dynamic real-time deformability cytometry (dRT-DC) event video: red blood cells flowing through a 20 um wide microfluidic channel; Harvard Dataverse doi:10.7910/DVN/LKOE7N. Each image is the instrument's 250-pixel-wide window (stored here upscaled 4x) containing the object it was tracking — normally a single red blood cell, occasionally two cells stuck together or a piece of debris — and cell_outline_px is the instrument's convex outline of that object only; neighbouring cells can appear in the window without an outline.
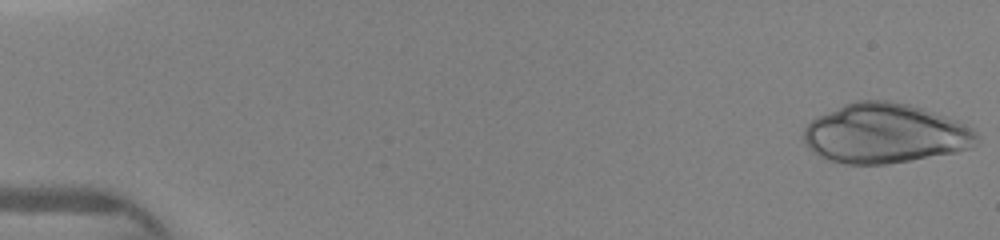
{"species": "human", "species_latin": "Homo sapiens", "temperature_condition": "warm", "stored_images_in_passage": 17, "camera_frame_rate_fps": 3000, "um_per_image_px": 0.085, "donor": {"sex": "female"}, "frame": {"image": 1, "passage_image": 1, "time_ms": 0.0, "image_size_px": [1000, 240], "cell_outline_px": [[980, 144], [972, 148], [956, 152], [884, 164], [844, 164], [828, 160], [812, 152], [804, 144], [804, 128], [812, 120], [844, 104], [856, 100], [888, 100], [908, 104], [956, 120], [972, 128], [980, 136]], "centroid_in_image_um": [75.25, 11.35], "position_along_channel_um": 9.8, "area_um2": 60.11}}